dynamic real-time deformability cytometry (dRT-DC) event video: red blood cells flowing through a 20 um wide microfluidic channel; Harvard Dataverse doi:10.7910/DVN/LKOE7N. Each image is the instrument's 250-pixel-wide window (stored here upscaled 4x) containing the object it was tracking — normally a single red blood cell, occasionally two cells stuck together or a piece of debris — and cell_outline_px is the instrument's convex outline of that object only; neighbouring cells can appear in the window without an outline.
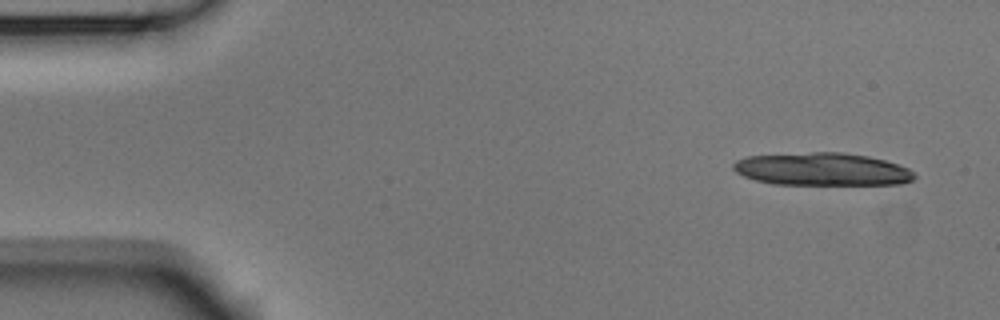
{"species": "Egyptian fruit bat (a non-hibernating species)", "species_latin": "Rousettus aegyptiacus", "temperature_condition": "room temperature", "stored_images_in_passage": 5, "camera_frame_rate_fps": 3000, "um_per_image_px": 0.085, "animal": {"sex": "male"}, "frame": {"image": 1, "passage_image": 1, "time_ms": 0.0, "image_size_px": [1000, 320], "cell_outline_px": [[916, 176], [912, 180], [900, 184], [772, 184], [756, 180], [744, 176], [736, 172], [732, 168], [732, 164], [736, 160], [748, 156], [812, 152], [840, 152], [868, 156], [884, 160], [908, 168]], "centroid_in_image_um": [69.85, 14.38], "position_along_channel_um": 15.2, "area_um2": 34.39}}
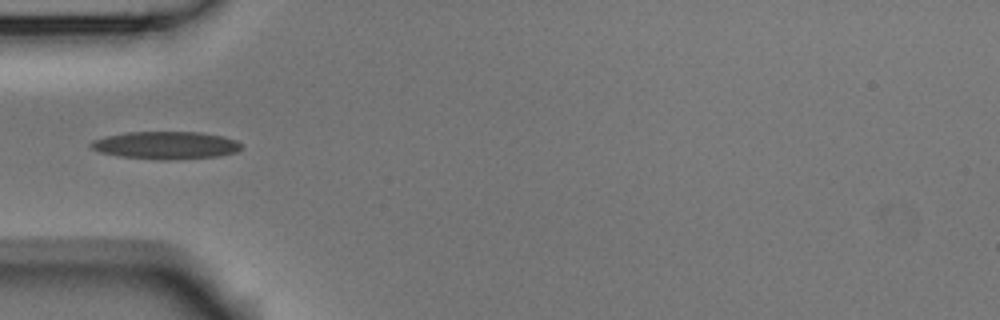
{"frame": {"image": 2, "passage_image": 5, "time_ms": 1.333, "image_size_px": [1000, 320], "cell_outline_px": [[240, 148], [236, 152], [220, 156], [172, 160], [156, 160], [120, 156], [100, 152], [92, 148], [88, 144], [92, 140], [108, 136], [128, 132], [200, 132], [224, 136], [236, 140], [240, 144]], "centroid_in_image_um": [14.1, 12.35], "position_along_channel_um": 70.9, "area_um2": 24.28}}